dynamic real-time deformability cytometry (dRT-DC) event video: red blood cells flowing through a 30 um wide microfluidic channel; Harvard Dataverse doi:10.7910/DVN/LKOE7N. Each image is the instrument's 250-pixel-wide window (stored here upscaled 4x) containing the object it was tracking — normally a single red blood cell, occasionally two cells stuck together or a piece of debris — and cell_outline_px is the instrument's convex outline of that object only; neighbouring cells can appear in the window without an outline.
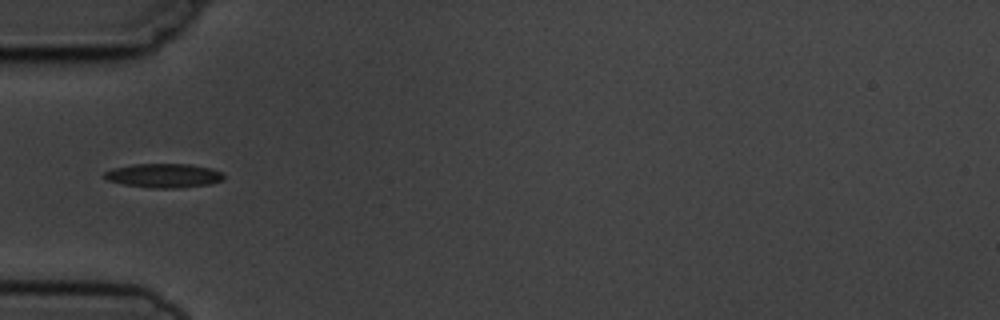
{"species": "common noctule bat (a hibernating species)", "species_latin": "Nyctalus noctula", "temperature_condition": "cold", "stored_images_in_passage": 6, "camera_frame_rate_fps": 3000, "um_per_image_px": 0.085, "animal": {"sex": "male", "body_mass_g": 19.5, "forearm_length_mm": 54.6}, "frame": {"image": 1, "passage_image": 2, "time_ms": 1.333, "image_size_px": [1000, 320], "cell_outline_px": [[224, 180], [208, 184], [176, 188], [152, 188], [124, 184], [108, 180], [104, 176], [104, 172], [112, 168], [132, 164], [188, 164], [212, 168], [220, 172], [224, 176]], "centroid_in_image_um": [13.91, 14.92], "position_along_channel_um": 71.1, "area_um2": 16.65}}
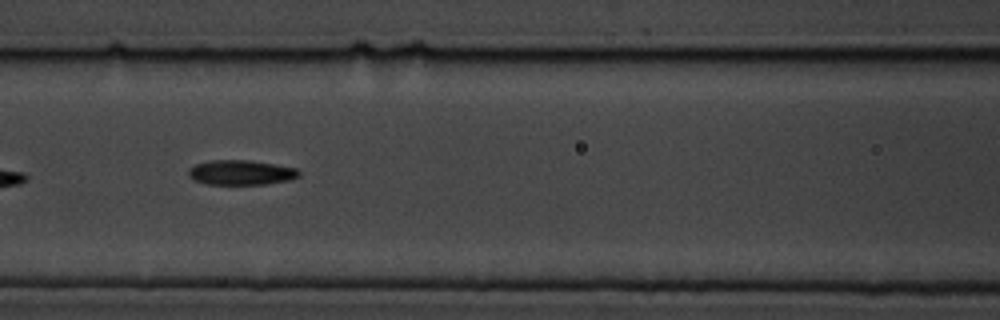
{"frame": {"image": 2, "passage_image": 4, "time_ms": 3.333, "image_size_px": [1000, 320], "cell_outline_px": [[300, 176], [288, 180], [264, 184], [204, 184], [192, 180], [188, 176], [188, 172], [196, 164], [212, 160], [248, 160], [276, 164], [296, 168], [300, 172]], "centroid_in_image_um": [20.48, 14.66], "position_along_channel_um": 146.1, "area_um2": 15.95}}
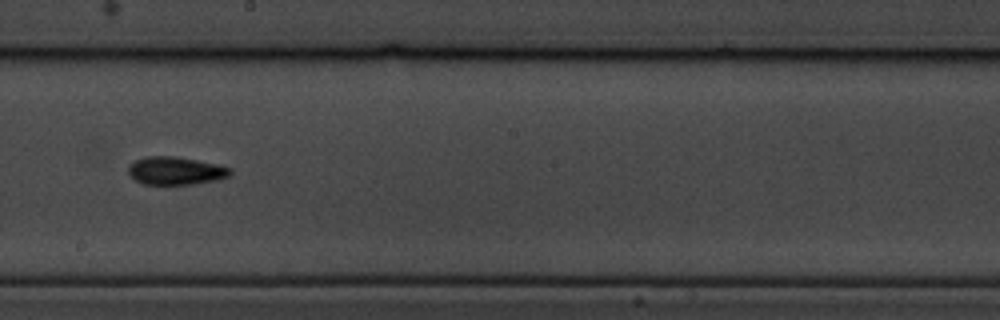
{"frame": {"image": 3, "passage_image": 6, "time_ms": 5.667, "image_size_px": [1000, 320], "cell_outline_px": [[232, 172], [228, 176], [216, 180], [192, 184], [144, 184], [136, 180], [128, 172], [128, 164], [136, 160], [148, 156], [172, 156], [220, 164], [232, 168]], "centroid_in_image_um": [14.95, 14.51], "position_along_channel_um": 233.3, "area_um2": 16.53}}